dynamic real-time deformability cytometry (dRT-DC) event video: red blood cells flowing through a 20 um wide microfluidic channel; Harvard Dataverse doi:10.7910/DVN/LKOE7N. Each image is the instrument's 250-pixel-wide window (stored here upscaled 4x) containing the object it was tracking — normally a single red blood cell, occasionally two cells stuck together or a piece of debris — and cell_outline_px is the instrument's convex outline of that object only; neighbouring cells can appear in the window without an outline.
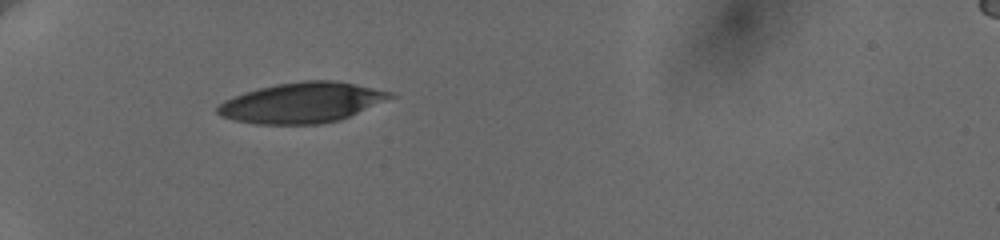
{"species": "human", "species_latin": "Homo sapiens", "temperature_condition": "cold", "stored_images_in_passage": 39, "camera_frame_rate_fps": 3000, "um_per_image_px": 0.085, "donor": {"sex": "female"}, "frame": {"image": 1, "passage_image": 1, "time_ms": 0.0, "image_size_px": [1000, 240], "cell_outline_px": [[400, 96], [340, 120], [320, 124], [256, 124], [236, 120], [220, 116], [216, 112], [216, 108], [224, 100], [244, 92], [276, 84], [304, 80], [332, 80], [356, 84], [392, 92]], "centroid_in_image_um": [25.72, 8.72], "position_along_channel_um": 59.3, "area_um2": 40.81}}
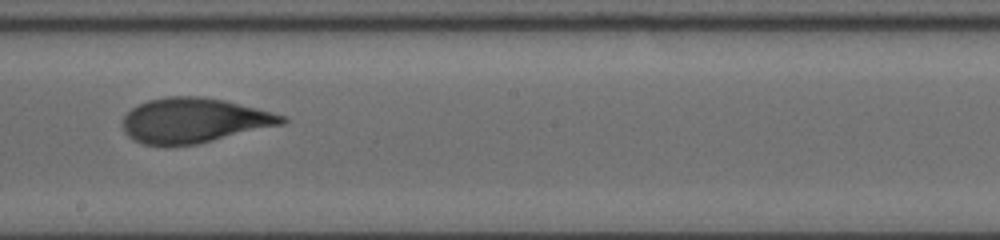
{"frame": {"image": 2, "passage_image": 17, "time_ms": 5.333, "image_size_px": [1000, 240], "cell_outline_px": [[288, 120], [284, 124], [196, 144], [168, 148], [164, 148], [144, 144], [132, 140], [124, 132], [120, 124], [124, 116], [132, 108], [148, 100], [164, 96], [200, 96], [224, 100], [288, 116]], "centroid_in_image_um": [16.44, 10.26], "position_along_channel_um": 231.8, "area_um2": 42.31}}
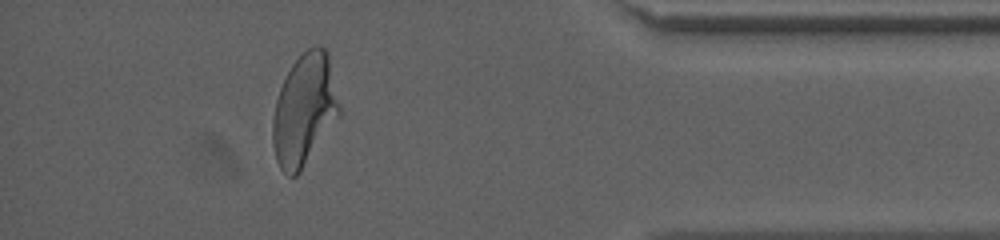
{"frame": {"image": 3, "passage_image": 34, "time_ms": 11.0, "image_size_px": [1000, 240], "cell_outline_px": [[340, 116], [300, 172], [296, 176], [288, 176], [280, 168], [276, 160], [272, 140], [272, 120], [276, 100], [280, 88], [292, 64], [308, 48], [316, 44], [320, 44], [328, 52], [340, 108]], "centroid_in_image_um": [25.87, 9.35], "position_along_channel_um": 409.3, "area_um2": 43.23}, "authors_computed_cell_mechanics": {"area_um2": 42.3096, "velocity_mm_per_s": 3.6252, "shape_relaxation_time_tau1_ms": 4.8925, "shape_relaxation_time_tau2_ms": 1.083, "deformation_change_tau1": 0.1794, "deformation_change_tau2": 0.0765}}